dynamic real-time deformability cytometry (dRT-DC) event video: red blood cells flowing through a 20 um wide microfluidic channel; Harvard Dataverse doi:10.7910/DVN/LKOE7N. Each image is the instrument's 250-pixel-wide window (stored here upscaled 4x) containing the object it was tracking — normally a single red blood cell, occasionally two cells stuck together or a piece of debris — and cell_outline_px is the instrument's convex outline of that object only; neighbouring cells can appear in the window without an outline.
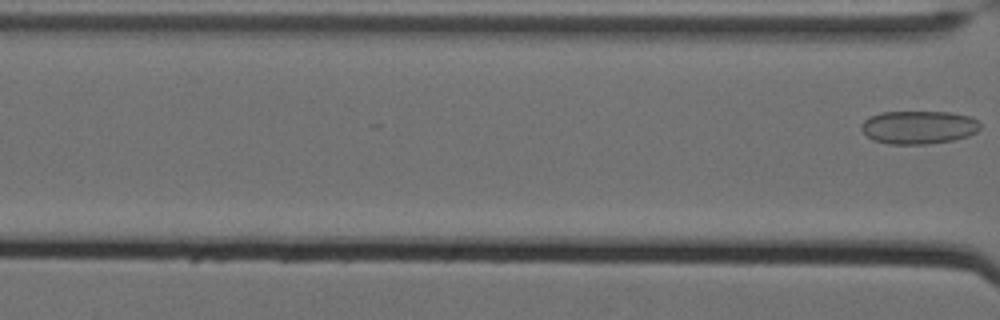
{"species": "Egyptian fruit bat (a non-hibernating species)", "species_latin": "Rousettus aegyptiacus", "temperature_condition": "cold", "stored_images_in_passage": 8, "camera_frame_rate_fps": 3000, "um_per_image_px": 0.085, "animal": {"sex": "female"}, "frame": {"image": 1, "passage_image": 8, "time_ms": 2.333, "image_size_px": [1000, 320], "cell_outline_px": [[980, 128], [976, 132], [968, 136], [952, 140], [928, 144], [888, 144], [872, 140], [860, 128], [864, 120], [880, 112], [952, 112], [968, 116], [976, 120], [980, 124]], "centroid_in_image_um": [78.07, 10.82], "position_along_channel_um": 88.5, "area_um2": 22.95}}